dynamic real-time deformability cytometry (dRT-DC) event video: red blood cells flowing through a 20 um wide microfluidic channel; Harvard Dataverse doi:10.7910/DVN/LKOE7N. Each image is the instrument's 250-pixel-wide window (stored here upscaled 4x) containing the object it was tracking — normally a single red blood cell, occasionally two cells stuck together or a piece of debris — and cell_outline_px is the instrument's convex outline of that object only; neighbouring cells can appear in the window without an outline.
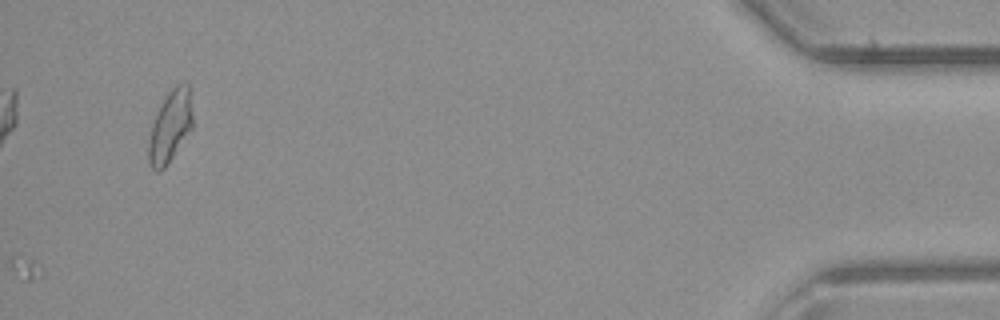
{"species": "common noctule bat (a hibernating species)", "species_latin": "Nyctalus noctula", "temperature_condition": "room temperature", "stored_images_in_passage": 30, "camera_frame_rate_fps": 3000, "um_per_image_px": 0.085, "animal": {"sex": "male", "body_mass_g": 23.1, "forearm_length_mm": 52.7}, "frame": {"image": 1, "passage_image": 30, "time_ms": 9.667, "image_size_px": [1000, 320], "cell_outline_px": [[192, 128], [168, 164], [160, 172], [156, 172], [148, 164], [148, 140], [152, 124], [168, 92], [176, 84], [188, 84], [192, 116]], "centroid_in_image_um": [14.44, 10.82], "position_along_channel_um": 420.8, "area_um2": 18.15}}